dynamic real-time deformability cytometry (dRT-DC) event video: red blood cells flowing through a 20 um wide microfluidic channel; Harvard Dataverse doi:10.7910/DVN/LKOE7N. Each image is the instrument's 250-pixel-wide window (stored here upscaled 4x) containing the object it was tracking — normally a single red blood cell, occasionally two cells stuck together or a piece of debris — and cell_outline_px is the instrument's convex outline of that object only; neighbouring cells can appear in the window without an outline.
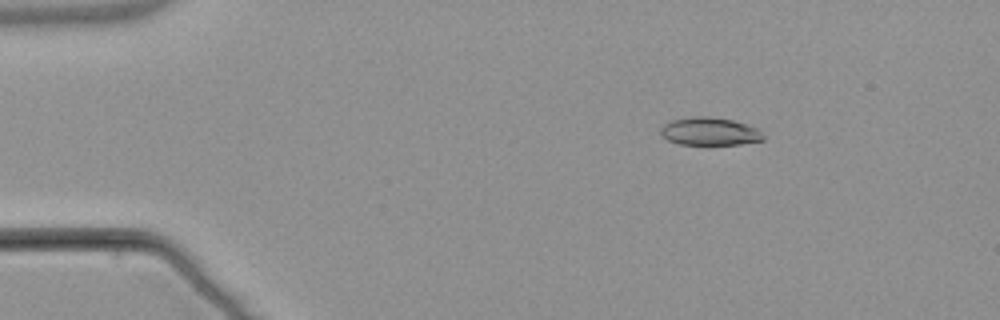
{"species": "common noctule bat (a hibernating species)", "species_latin": "Nyctalus noctula", "temperature_condition": "warm", "stored_images_in_passage": 55, "camera_frame_rate_fps": 3000, "um_per_image_px": 0.085, "animal": {"sex": "male", "body_mass_g": 21.5, "forearm_length_mm": 52.0}, "frame": {"image": 1, "passage_image": 9, "time_ms": 2.667, "image_size_px": [1000, 320], "cell_outline_px": [[764, 140], [740, 144], [680, 144], [668, 140], [660, 136], [660, 128], [664, 124], [672, 120], [692, 116], [708, 116], [732, 120], [756, 128], [764, 136]], "centroid_in_image_um": [60.27, 11.17], "position_along_channel_um": 24.7, "area_um2": 16.59}}
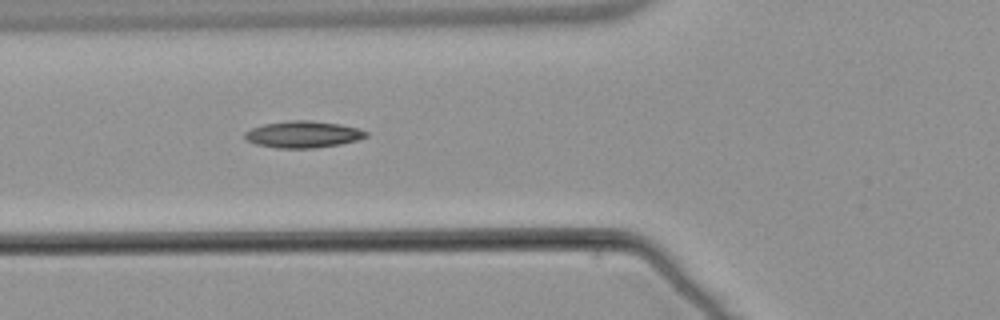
{"frame": {"image": 2, "passage_image": 21, "time_ms": 6.667, "image_size_px": [1000, 320], "cell_outline_px": [[368, 136], [356, 140], [340, 144], [312, 148], [276, 148], [256, 144], [248, 140], [244, 136], [244, 132], [252, 128], [264, 124], [288, 120], [312, 120], [340, 124], [356, 128], [368, 132]], "centroid_in_image_um": [25.75, 11.41], "position_along_channel_um": 100.1, "area_um2": 18.79}}
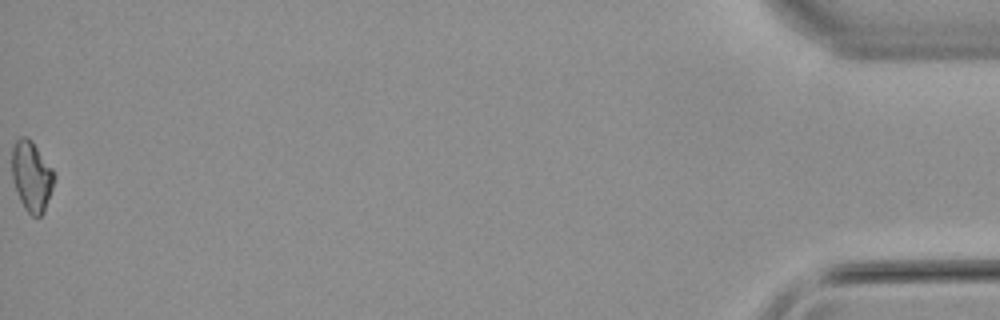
{"frame": {"image": 3, "passage_image": 55, "time_ms": 18.0, "image_size_px": [1000, 320], "cell_outline_px": [[56, 176], [44, 212], [40, 216], [32, 216], [24, 208], [20, 200], [12, 176], [12, 144], [20, 136], [24, 136], [32, 140], [52, 168]], "centroid_in_image_um": [2.69, 14.95], "position_along_channel_um": 432.5, "area_um2": 17.28}}